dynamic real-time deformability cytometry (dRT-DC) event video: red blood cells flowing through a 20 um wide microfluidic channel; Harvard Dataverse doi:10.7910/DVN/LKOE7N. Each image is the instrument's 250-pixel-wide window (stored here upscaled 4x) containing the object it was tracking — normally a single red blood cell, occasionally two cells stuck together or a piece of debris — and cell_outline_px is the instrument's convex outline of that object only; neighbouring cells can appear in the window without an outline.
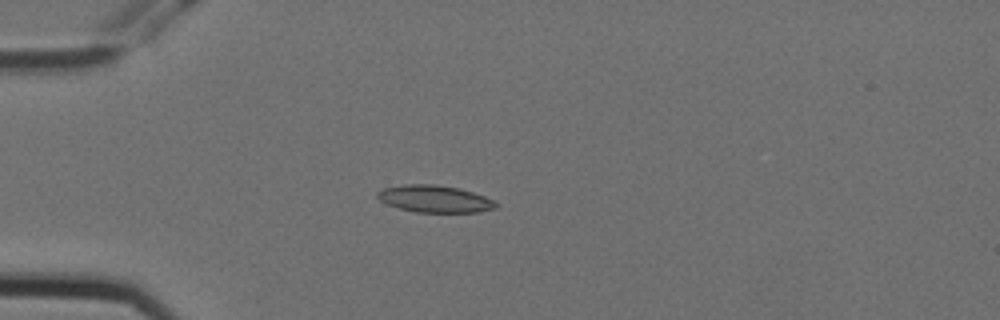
{"species": "Egyptian fruit bat (a non-hibernating species)", "species_latin": "Rousettus aegyptiacus", "temperature_condition": "cold", "stored_images_in_passage": 5, "camera_frame_rate_fps": 3000, "um_per_image_px": 0.085, "animal": {"sex": "female"}, "frame": {"image": 1, "passage_image": 3, "time_ms": 0.667, "image_size_px": [1000, 320], "cell_outline_px": [[496, 208], [480, 212], [416, 212], [400, 208], [388, 204], [380, 200], [376, 196], [376, 192], [384, 188], [404, 184], [436, 184], [460, 188], [484, 196], [492, 200], [496, 204]], "centroid_in_image_um": [36.93, 16.89], "position_along_channel_um": 48.1, "area_um2": 18.61}}
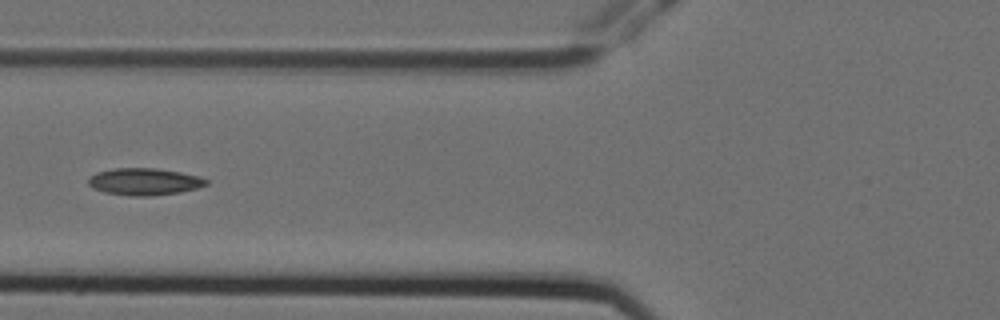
{"frame": {"image": 2, "passage_image": 5, "time_ms": 1.333, "image_size_px": [1000, 320], "cell_outline_px": [[208, 184], [196, 188], [180, 192], [152, 196], [128, 196], [104, 192], [92, 188], [88, 184], [88, 180], [96, 172], [116, 168], [156, 168], [180, 172], [200, 176], [208, 180]], "centroid_in_image_um": [12.27, 15.44], "position_along_channel_um": 113.5, "area_um2": 18.61}}